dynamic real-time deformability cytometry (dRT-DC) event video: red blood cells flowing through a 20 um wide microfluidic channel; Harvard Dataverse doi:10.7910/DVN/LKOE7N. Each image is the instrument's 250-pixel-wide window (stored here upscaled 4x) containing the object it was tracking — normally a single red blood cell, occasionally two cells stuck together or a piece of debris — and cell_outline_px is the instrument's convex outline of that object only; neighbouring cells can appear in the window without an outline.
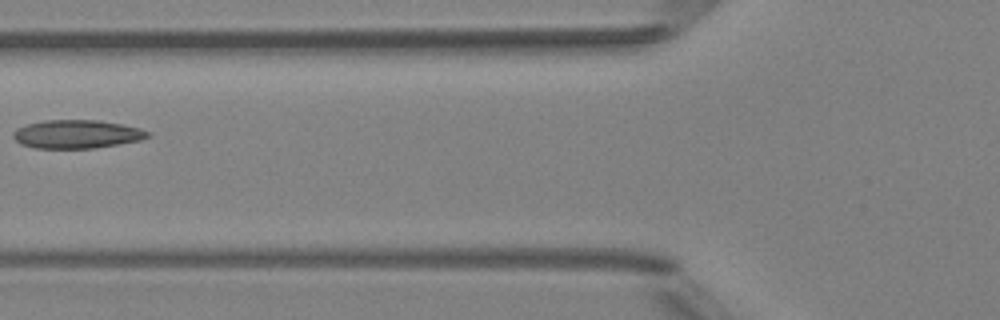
{"species": "Egyptian fruit bat (a non-hibernating species)", "species_latin": "Rousettus aegyptiacus", "temperature_condition": "room temperature", "stored_images_in_passage": 6, "camera_frame_rate_fps": 3000, "um_per_image_px": 0.085, "animal": {"sex": "female"}, "frame": {"image": 1, "passage_image": 6, "time_ms": 6.333, "image_size_px": [1000, 320], "cell_outline_px": [[152, 136], [140, 140], [120, 144], [92, 148], [36, 148], [20, 144], [12, 136], [12, 132], [16, 128], [28, 124], [44, 120], [100, 120], [124, 124], [140, 128], [148, 132]], "centroid_in_image_um": [6.54, 11.4], "position_along_channel_um": 119.3, "area_um2": 22.43}}